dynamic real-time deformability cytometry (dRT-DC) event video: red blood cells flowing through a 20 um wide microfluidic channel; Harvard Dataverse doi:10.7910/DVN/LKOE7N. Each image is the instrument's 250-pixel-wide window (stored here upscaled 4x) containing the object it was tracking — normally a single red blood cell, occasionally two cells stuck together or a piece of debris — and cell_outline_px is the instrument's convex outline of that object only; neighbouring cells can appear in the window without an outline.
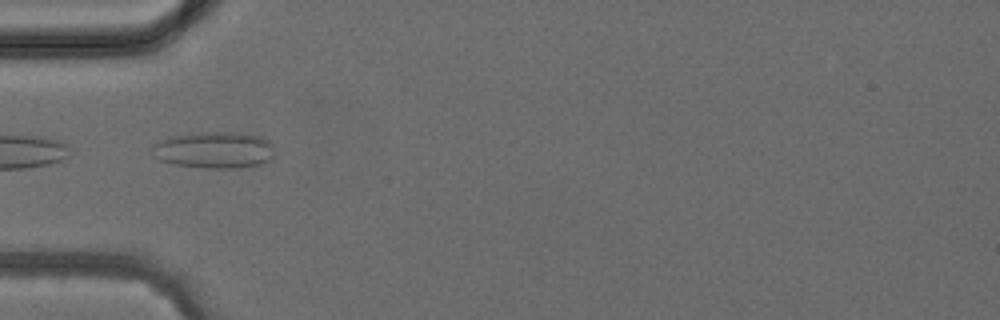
{"species": "common noctule bat (a hibernating species)", "species_latin": "Nyctalus noctula", "temperature_condition": "cold", "stored_images_in_passage": 5, "camera_frame_rate_fps": 3000, "um_per_image_px": 0.085, "animal": {"sex": "female", "body_mass_g": 24.6, "forearm_length_mm": 56.2}, "frame": {"image": 1, "passage_image": 4, "time_ms": 3.667, "image_size_px": [1000, 320], "cell_outline_px": [[276, 148], [272, 160], [260, 164], [240, 168], [204, 168], [176, 164], [160, 160], [152, 156], [148, 152], [148, 148], [152, 144], [168, 136], [188, 132], [244, 132], [260, 136], [268, 140]], "centroid_in_image_um": [18.17, 12.73], "position_along_channel_um": 66.8, "area_um2": 27.11}}